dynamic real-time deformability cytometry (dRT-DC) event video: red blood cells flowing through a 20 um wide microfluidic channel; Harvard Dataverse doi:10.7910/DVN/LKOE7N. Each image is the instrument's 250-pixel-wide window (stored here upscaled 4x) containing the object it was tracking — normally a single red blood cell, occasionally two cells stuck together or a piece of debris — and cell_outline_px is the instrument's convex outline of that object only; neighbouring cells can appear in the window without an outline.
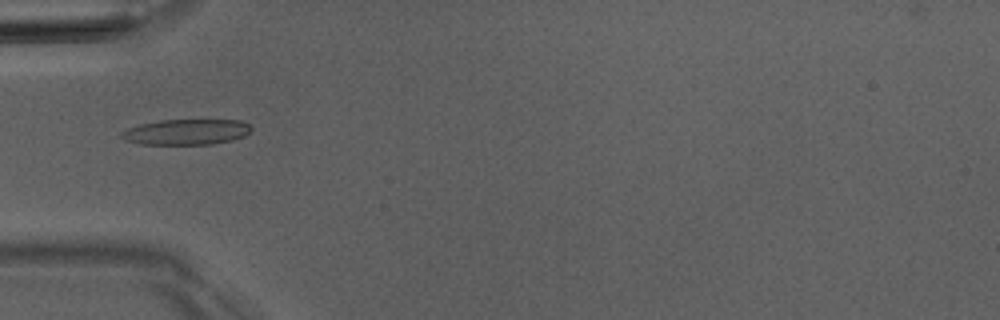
{"species": "Egyptian fruit bat (a non-hibernating species)", "species_latin": "Rousettus aegyptiacus", "temperature_condition": "room temperature", "stored_images_in_passage": 4, "camera_frame_rate_fps": 3000, "um_per_image_px": 0.085, "animal": {"sex": "male"}, "frame": {"image": 1, "passage_image": 3, "time_ms": 2.333, "image_size_px": [1000, 320], "cell_outline_px": [[252, 132], [244, 136], [232, 140], [212, 144], [140, 144], [124, 140], [120, 136], [120, 132], [128, 128], [140, 124], [160, 120], [240, 120], [248, 124], [252, 128]], "centroid_in_image_um": [15.84, 11.21], "position_along_channel_um": 69.2, "area_um2": 19.42}}